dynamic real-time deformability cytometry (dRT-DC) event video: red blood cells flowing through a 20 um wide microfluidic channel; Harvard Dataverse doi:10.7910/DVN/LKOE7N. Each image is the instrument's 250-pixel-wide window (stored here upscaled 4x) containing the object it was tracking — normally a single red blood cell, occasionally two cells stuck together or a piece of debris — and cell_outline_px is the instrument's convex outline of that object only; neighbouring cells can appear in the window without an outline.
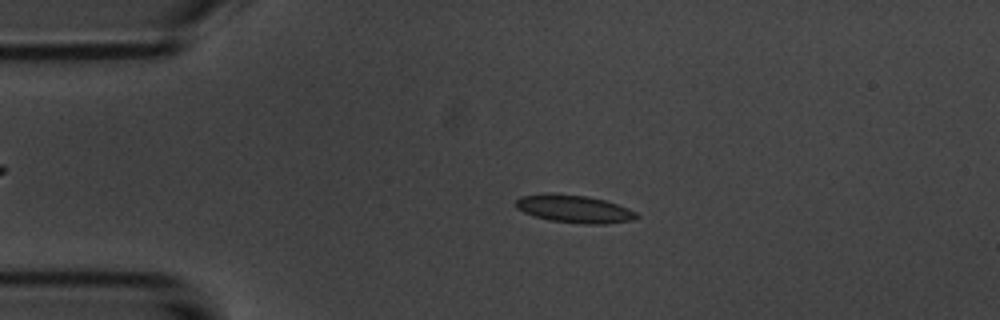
{"species": "common noctule bat (a hibernating species)", "species_latin": "Nyctalus noctula", "temperature_condition": "room temperature", "stored_images_in_passage": 4, "camera_frame_rate_fps": 3000, "um_per_image_px": 0.085, "animal": {"sex": "male", "body_mass_g": 20.1, "forearm_length_mm": 53.5}, "frame": {"image": 1, "passage_image": 3, "time_ms": 2.333, "image_size_px": [1000, 320], "cell_outline_px": [[640, 216], [632, 220], [604, 224], [584, 224], [548, 220], [532, 216], [516, 208], [516, 200], [520, 196], [544, 192], [588, 196], [604, 200], [628, 208], [636, 212]], "centroid_in_image_um": [48.77, 17.75], "position_along_channel_um": 36.2, "area_um2": 19.71}}